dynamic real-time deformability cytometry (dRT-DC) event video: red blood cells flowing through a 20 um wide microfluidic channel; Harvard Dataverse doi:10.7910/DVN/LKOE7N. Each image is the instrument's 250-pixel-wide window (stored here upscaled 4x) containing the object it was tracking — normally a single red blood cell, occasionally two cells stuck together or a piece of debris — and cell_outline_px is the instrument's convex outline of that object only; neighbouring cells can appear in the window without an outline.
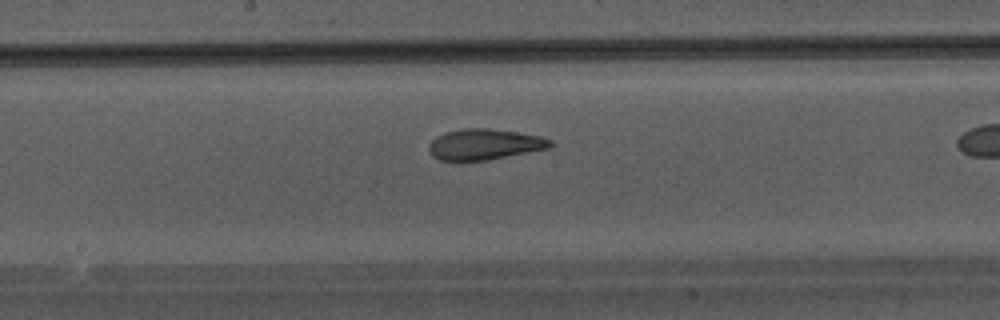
{"species": "Egyptian fruit bat (a non-hibernating species)", "species_latin": "Rousettus aegyptiacus", "temperature_condition": "warm", "stored_images_in_passage": 29, "camera_frame_rate_fps": 3000, "um_per_image_px": 0.085, "animal": {"sex": "male"}, "frame": {"image": 1, "passage_image": 17, "time_ms": 5.333, "image_size_px": [1000, 320], "cell_outline_px": [[552, 144], [548, 148], [488, 160], [440, 160], [432, 156], [428, 148], [428, 144], [436, 136], [444, 132], [460, 128], [488, 128], [516, 132], [540, 136], [552, 140]], "centroid_in_image_um": [41.13, 12.26], "position_along_channel_um": 207.1, "area_um2": 21.73}}